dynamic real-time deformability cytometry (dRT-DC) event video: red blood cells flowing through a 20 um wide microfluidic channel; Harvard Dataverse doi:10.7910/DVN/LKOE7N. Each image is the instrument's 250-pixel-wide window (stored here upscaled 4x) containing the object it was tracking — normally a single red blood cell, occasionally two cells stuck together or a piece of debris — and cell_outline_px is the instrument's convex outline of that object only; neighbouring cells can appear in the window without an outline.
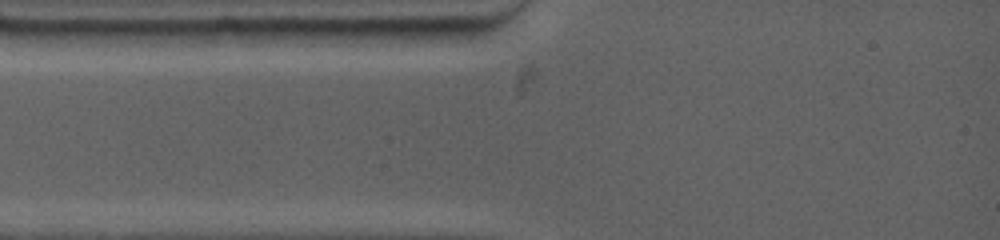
{"species": "common noctule bat (a hibernating species)", "species_latin": "Nyctalus noctula", "temperature_condition": "warm", "stored_images_in_passage": 1, "camera_frame_rate_fps": 4500, "um_per_image_px": 0.085, "animal": {"sex": "female", "body_mass_g": 19.0, "forearm_length_mm": 53.3}, "frame": {"image": 1, "passage_image": 1, "time_ms": 0.0, "image_size_px": [1000, 240], "cell_outline_px": [[332, 28], [320, 44], [212, 48], [204, 48], [184, 32], [216, 28]], "centroid_in_image_um": [21.9, 3.14], "position_along_channel_um": 63.1, "area_um2": 17.17}}